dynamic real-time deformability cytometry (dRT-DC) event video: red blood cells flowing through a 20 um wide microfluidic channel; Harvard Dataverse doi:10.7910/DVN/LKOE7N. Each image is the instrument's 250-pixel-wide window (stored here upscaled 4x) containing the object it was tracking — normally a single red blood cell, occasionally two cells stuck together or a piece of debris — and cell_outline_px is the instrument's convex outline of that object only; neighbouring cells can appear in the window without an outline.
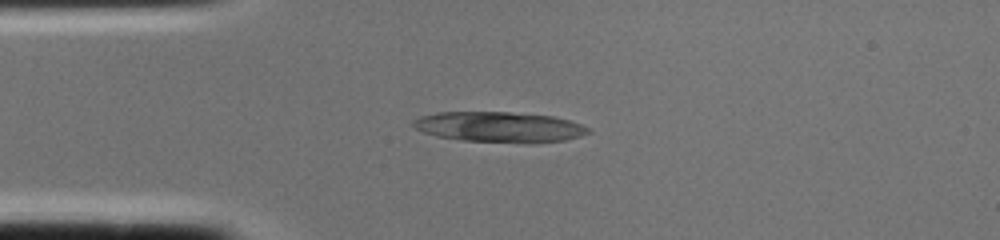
{"species": "common noctule bat (a hibernating species)", "species_latin": "Nyctalus noctula", "temperature_condition": "cold", "stored_images_in_passage": 2, "camera_frame_rate_fps": 3000, "um_per_image_px": 0.085, "animal": {"sex": "female", "body_mass_g": 22.0, "forearm_length_mm": 56.7}, "frame": {"image": 1, "passage_image": 2, "time_ms": 0.333, "image_size_px": [1000, 240], "cell_outline_px": [[592, 132], [580, 136], [564, 140], [532, 144], [528, 144], [464, 140], [436, 136], [424, 132], [416, 128], [412, 124], [412, 120], [420, 116], [436, 112], [508, 112], [552, 116], [568, 120], [580, 124], [588, 128]], "centroid_in_image_um": [42.45, 10.8], "position_along_channel_um": 42.6, "area_um2": 31.15}}